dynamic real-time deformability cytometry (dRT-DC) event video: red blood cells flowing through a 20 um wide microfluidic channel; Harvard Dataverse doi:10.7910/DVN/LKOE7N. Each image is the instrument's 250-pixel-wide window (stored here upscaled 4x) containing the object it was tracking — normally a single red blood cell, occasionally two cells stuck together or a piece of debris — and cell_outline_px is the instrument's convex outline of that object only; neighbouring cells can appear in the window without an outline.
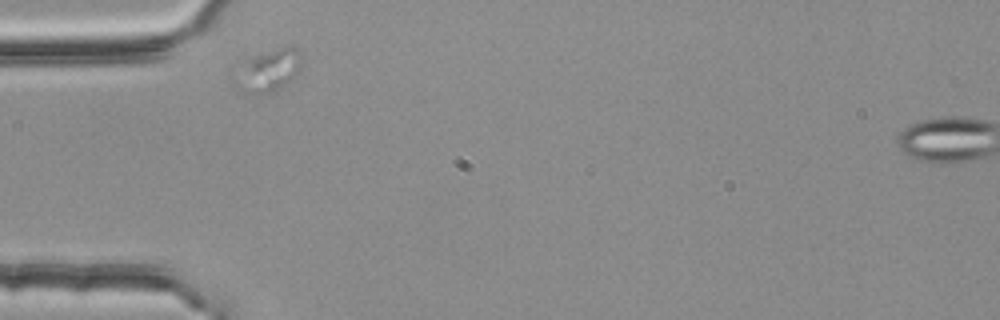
{"species": "common noctule bat (a hibernating species)", "species_latin": "Nyctalus noctula", "temperature_condition": "room temperature", "stored_images_in_passage": 4, "camera_frame_rate_fps": 3000, "um_per_image_px": 0.085, "animal": {"sex": "female", "body_mass_g": 25.1}, "frame": {"image": 1, "passage_image": 1, "time_ms": 0.0, "image_size_px": [1000, 320], "cell_outline_px": [[300, 72], [284, 84], [268, 92], [248, 96], [232, 88], [232, 84], [252, 60], [256, 56], [284, 48], [292, 48], [300, 52]], "centroid_in_image_um": [22.82, 6.11], "position_along_channel_um": 62.2, "area_um2": 15.14}}